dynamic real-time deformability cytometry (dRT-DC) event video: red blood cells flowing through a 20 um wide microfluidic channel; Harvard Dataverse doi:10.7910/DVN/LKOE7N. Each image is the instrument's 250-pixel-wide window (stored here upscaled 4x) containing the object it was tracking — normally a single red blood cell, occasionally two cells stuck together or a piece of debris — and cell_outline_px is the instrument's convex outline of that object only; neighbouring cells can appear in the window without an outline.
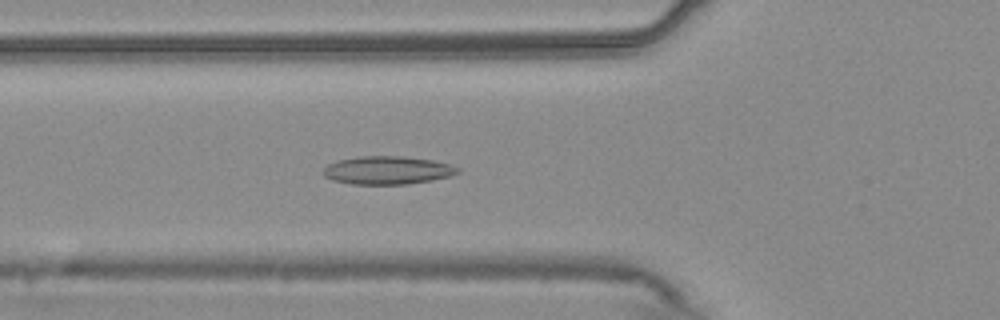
{"species": "common noctule bat (a hibernating species)", "species_latin": "Nyctalus noctula", "temperature_condition": "warm", "stored_images_in_passage": 54, "camera_frame_rate_fps": 3000, "um_per_image_px": 0.085, "animal": {"sex": "male", "body_mass_g": 20.4}, "frame": {"image": 1, "passage_image": 19, "time_ms": 6.0, "image_size_px": [1000, 320], "cell_outline_px": [[460, 172], [452, 176], [432, 180], [408, 184], [352, 184], [332, 180], [324, 176], [324, 168], [328, 164], [336, 160], [360, 156], [400, 156], [432, 160], [448, 164], [460, 168]], "centroid_in_image_um": [32.94, 14.47], "position_along_channel_um": 92.9, "area_um2": 22.08}}
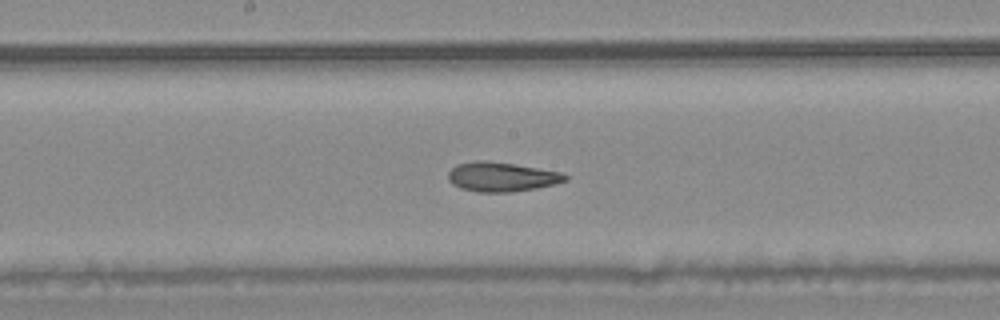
{"frame": {"image": 2, "passage_image": 28, "time_ms": 9.0, "image_size_px": [1000, 320], "cell_outline_px": [[568, 180], [556, 184], [536, 188], [512, 192], [476, 192], [460, 188], [452, 184], [448, 180], [448, 172], [456, 164], [480, 160], [488, 160], [516, 164], [560, 172], [568, 176]], "centroid_in_image_um": [42.62, 15.03], "position_along_channel_um": 205.6, "area_um2": 20.23}}
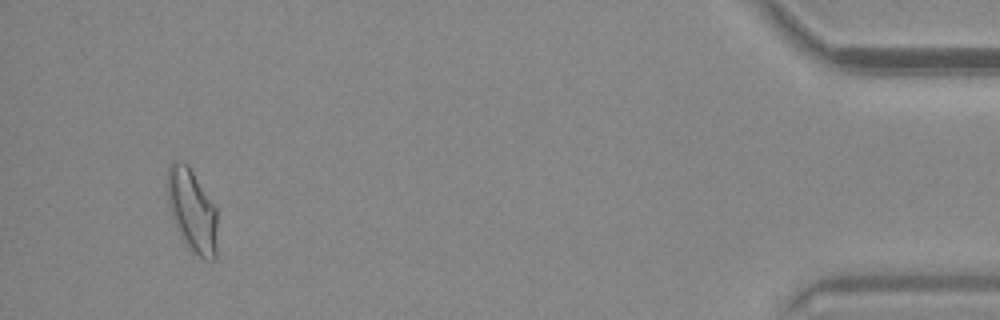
{"frame": {"image": 3, "passage_image": 51, "time_ms": 16.667, "image_size_px": [1000, 320], "cell_outline_px": [[216, 260], [204, 260], [192, 252], [188, 248], [180, 236], [168, 208], [168, 164], [172, 160], [180, 160], [188, 164], [216, 208]], "centroid_in_image_um": [16.31, 17.91], "position_along_channel_um": 418.9, "area_um2": 24.28}, "authors_computed_cell_mechanics": {"area_um2": 21.5594, "velocity_mm_per_s": 3.7438, "shape_relaxation_time_tau1_ms": 10.0751, "shape_relaxation_time_tau2_ms": 3.19, "deformation_change_tau1": 0.1922, "deformation_change_tau2": 0.0919}}